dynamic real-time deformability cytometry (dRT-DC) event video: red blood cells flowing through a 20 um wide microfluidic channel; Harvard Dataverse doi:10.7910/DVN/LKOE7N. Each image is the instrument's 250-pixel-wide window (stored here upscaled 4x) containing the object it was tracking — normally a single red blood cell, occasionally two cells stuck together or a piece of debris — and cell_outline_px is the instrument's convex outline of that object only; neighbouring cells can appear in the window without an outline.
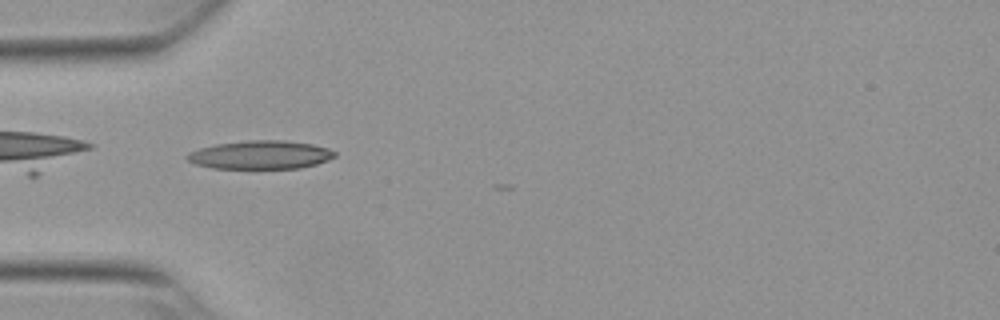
{"species": "Egyptian fruit bat (a non-hibernating species)", "species_latin": "Rousettus aegyptiacus", "temperature_condition": "warm", "stored_images_in_passage": 10, "camera_frame_rate_fps": 3000, "um_per_image_px": 0.085, "animal": {"sex": "female"}, "frame": {"image": 1, "passage_image": 1, "time_ms": 0.0, "image_size_px": [1000, 320], "cell_outline_px": [[336, 156], [328, 160], [316, 164], [300, 168], [212, 168], [196, 164], [188, 160], [184, 156], [188, 152], [200, 148], [216, 144], [248, 140], [284, 140], [312, 144], [328, 148], [336, 152]], "centroid_in_image_um": [22.14, 13.16], "position_along_channel_um": 62.9, "area_um2": 24.45}}
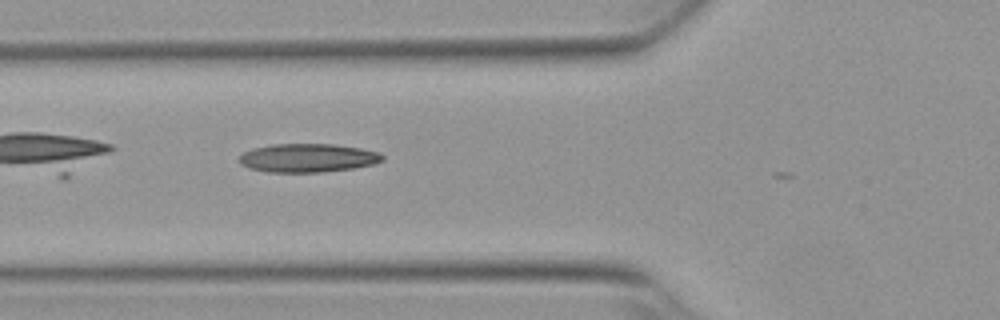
{"frame": {"image": 2, "passage_image": 4, "time_ms": 1.0, "image_size_px": [1000, 320], "cell_outline_px": [[384, 160], [376, 164], [352, 168], [324, 172], [268, 172], [248, 168], [240, 164], [236, 160], [244, 152], [252, 148], [272, 144], [332, 144], [360, 148], [380, 152], [384, 156]], "centroid_in_image_um": [26.15, 13.42], "position_along_channel_um": 99.6, "area_um2": 24.1}}
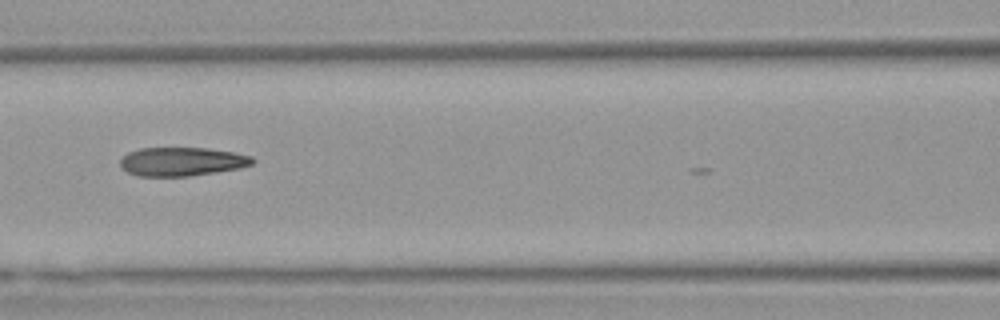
{"frame": {"image": 3, "passage_image": 8, "time_ms": 2.333, "image_size_px": [1000, 320], "cell_outline_px": [[256, 160], [252, 164], [240, 168], [216, 172], [188, 176], [136, 176], [128, 172], [120, 164], [120, 160], [128, 152], [140, 148], [208, 148], [232, 152], [252, 156]], "centroid_in_image_um": [15.48, 13.73], "position_along_channel_um": 151.1, "area_um2": 22.08}}